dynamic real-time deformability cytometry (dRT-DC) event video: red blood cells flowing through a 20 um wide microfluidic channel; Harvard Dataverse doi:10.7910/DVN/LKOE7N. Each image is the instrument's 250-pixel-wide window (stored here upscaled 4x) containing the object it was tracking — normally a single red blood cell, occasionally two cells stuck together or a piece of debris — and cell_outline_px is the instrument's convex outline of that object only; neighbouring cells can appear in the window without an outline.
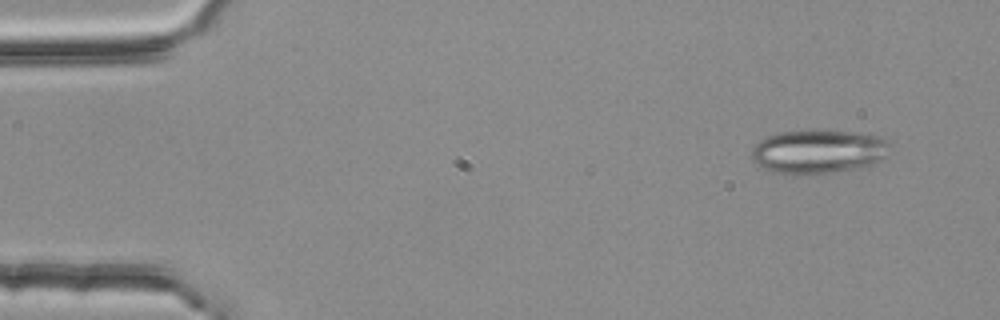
{"species": "common noctule bat (a hibernating species)", "species_latin": "Nyctalus noctula", "temperature_condition": "room temperature", "stored_images_in_passage": 3, "camera_frame_rate_fps": 3000, "um_per_image_px": 0.085, "animal": {"sex": "female", "body_mass_g": 25.1}, "frame": {"image": 1, "passage_image": 1, "time_ms": 0.0, "image_size_px": [1000, 320], "cell_outline_px": [[892, 144], [888, 156], [872, 164], [832, 172], [808, 176], [792, 176], [776, 172], [764, 168], [756, 164], [752, 160], [752, 148], [760, 140], [768, 136], [780, 132], [856, 132], [880, 136], [888, 140]], "centroid_in_image_um": [69.58, 12.92], "position_along_channel_um": 15.4, "area_um2": 35.32}}